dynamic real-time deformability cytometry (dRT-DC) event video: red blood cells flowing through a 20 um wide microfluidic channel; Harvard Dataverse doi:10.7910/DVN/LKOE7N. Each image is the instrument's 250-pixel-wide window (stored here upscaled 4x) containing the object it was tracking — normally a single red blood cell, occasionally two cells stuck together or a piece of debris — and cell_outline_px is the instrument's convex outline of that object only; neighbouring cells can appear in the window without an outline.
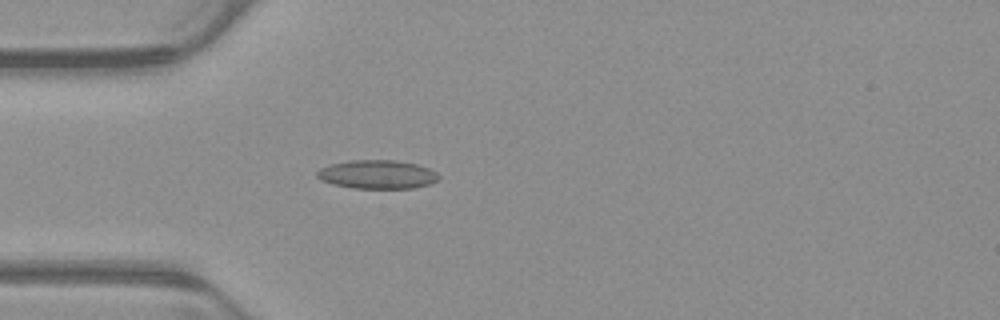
{"species": "common noctule bat (a hibernating species)", "species_latin": "Nyctalus noctula", "temperature_condition": "warm", "stored_images_in_passage": 43, "camera_frame_rate_fps": 3000, "um_per_image_px": 0.085, "animal": {"sex": "male", "body_mass_g": 23.1, "forearm_length_mm": 52.7}, "frame": {"image": 1, "passage_image": 10, "time_ms": 3.0, "image_size_px": [1000, 320], "cell_outline_px": [[440, 180], [432, 184], [412, 188], [352, 188], [332, 184], [320, 180], [316, 176], [316, 172], [320, 168], [332, 164], [348, 160], [396, 160], [416, 164], [428, 168], [436, 172], [440, 176]], "centroid_in_image_um": [32.08, 14.83], "position_along_channel_um": 52.9, "area_um2": 20.52}}
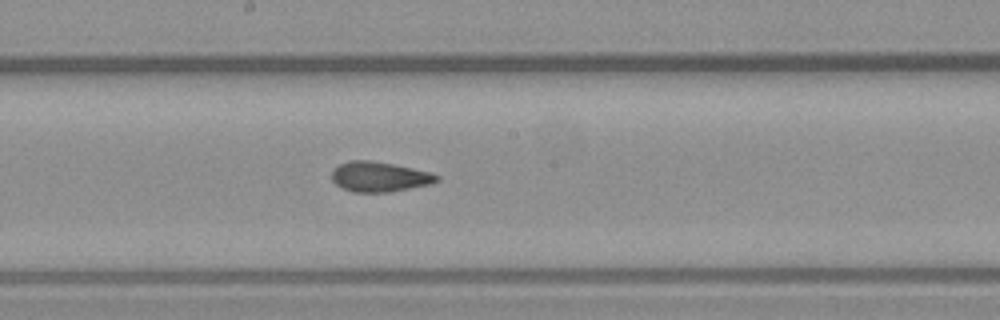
{"frame": {"image": 2, "passage_image": 23, "time_ms": 7.333, "image_size_px": [1000, 320], "cell_outline_px": [[440, 180], [432, 184], [388, 192], [352, 192], [340, 188], [332, 180], [332, 168], [348, 160], [372, 160], [432, 172], [440, 176]], "centroid_in_image_um": [32.24, 15.02], "position_along_channel_um": 216.0, "area_um2": 18.61}}
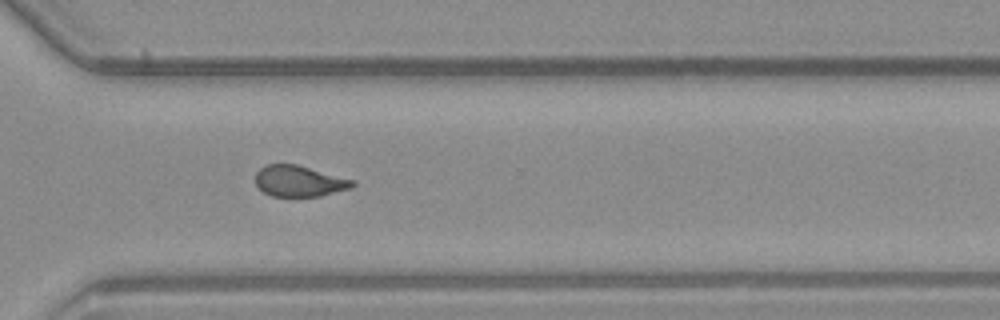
{"frame": {"image": 3, "passage_image": 33, "time_ms": 10.667, "image_size_px": [1000, 320], "cell_outline_px": [[356, 184], [352, 188], [320, 196], [272, 196], [264, 192], [256, 184], [256, 172], [264, 164], [296, 164], [356, 180]], "centroid_in_image_um": [25.46, 15.38], "position_along_channel_um": 345.1, "area_um2": 17.63}, "authors_computed_cell_mechanics": {"area_um2": 18.785, "velocity_mm_per_s": 3.8839, "shape_relaxation_time_tau1_ms": null, "shape_relaxation_time_tau2_ms": 1.5278, "deformation_change_tau1": null, "deformation_change_tau2": 0.0872}}